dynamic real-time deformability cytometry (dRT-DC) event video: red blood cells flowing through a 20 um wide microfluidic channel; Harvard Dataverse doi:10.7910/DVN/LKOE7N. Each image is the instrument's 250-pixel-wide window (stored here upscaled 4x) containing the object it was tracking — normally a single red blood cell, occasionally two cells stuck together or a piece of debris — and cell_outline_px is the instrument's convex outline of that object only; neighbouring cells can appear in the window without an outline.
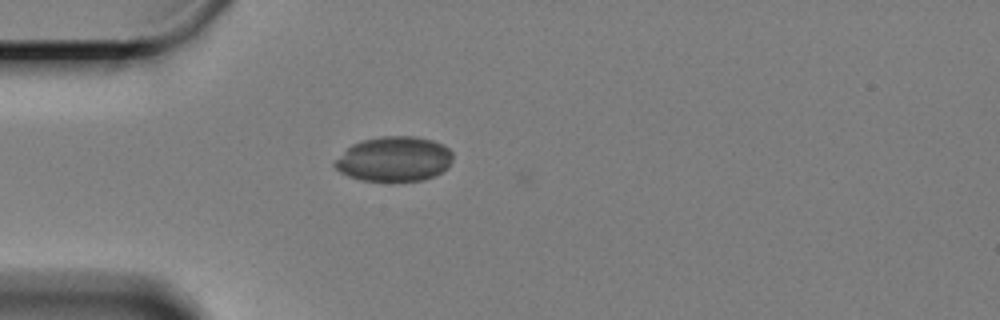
{"species": "Egyptian fruit bat (a non-hibernating species)", "species_latin": "Rousettus aegyptiacus", "temperature_condition": "cold", "stored_images_in_passage": 49, "camera_frame_rate_fps": 3000, "um_per_image_px": 0.085, "animal": {"sex": "female"}, "frame": {"image": 1, "passage_image": 5, "time_ms": 1.333, "image_size_px": [1000, 320], "cell_outline_px": [[452, 160], [448, 168], [432, 176], [420, 180], [360, 180], [348, 176], [340, 172], [332, 164], [352, 144], [360, 140], [380, 136], [416, 136], [432, 140], [444, 144], [452, 152]], "centroid_in_image_um": [33.51, 13.49], "position_along_channel_um": 51.5, "area_um2": 30.69}}
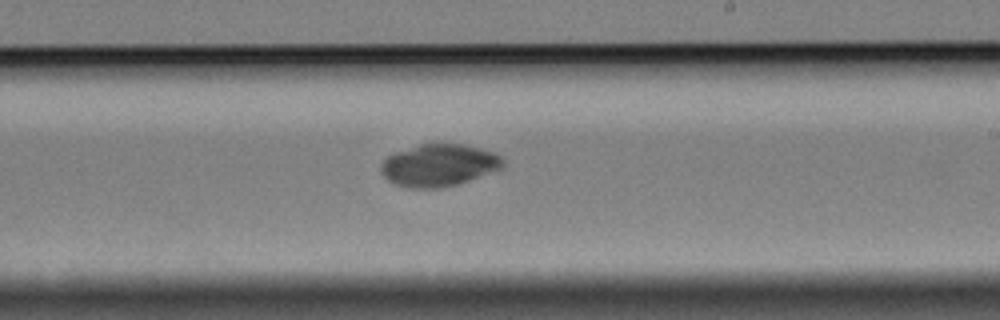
{"frame": {"image": 2, "passage_image": 24, "time_ms": 7.667, "image_size_px": [1000, 320], "cell_outline_px": [[504, 164], [500, 168], [468, 180], [456, 184], [440, 188], [408, 188], [396, 184], [388, 180], [380, 172], [380, 164], [388, 156], [396, 152], [420, 144], [464, 144], [480, 148], [492, 152], [500, 156], [504, 160]], "centroid_in_image_um": [37.27, 14.04], "position_along_channel_um": 251.7, "area_um2": 29.65}}
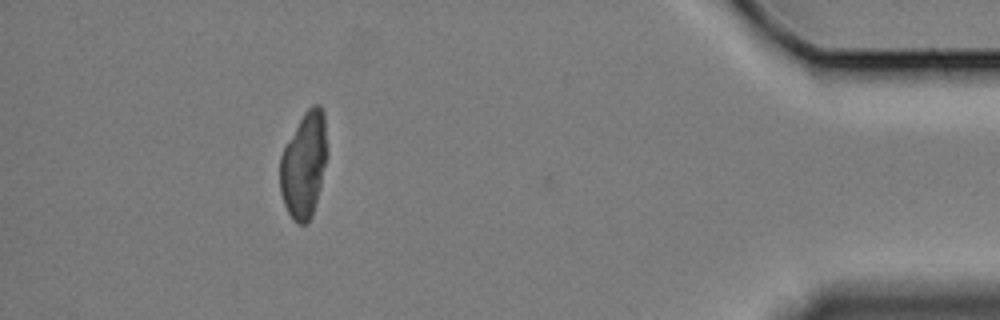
{"frame": {"image": 3, "passage_image": 43, "time_ms": 14.0, "image_size_px": [1000, 320], "cell_outline_px": [[328, 152], [312, 216], [304, 224], [296, 224], [292, 220], [284, 204], [280, 192], [280, 156], [284, 148], [304, 112], [312, 104], [320, 104], [324, 112]], "centroid_in_image_um": [25.84, 14.0], "position_along_channel_um": 409.4, "area_um2": 28.96}}